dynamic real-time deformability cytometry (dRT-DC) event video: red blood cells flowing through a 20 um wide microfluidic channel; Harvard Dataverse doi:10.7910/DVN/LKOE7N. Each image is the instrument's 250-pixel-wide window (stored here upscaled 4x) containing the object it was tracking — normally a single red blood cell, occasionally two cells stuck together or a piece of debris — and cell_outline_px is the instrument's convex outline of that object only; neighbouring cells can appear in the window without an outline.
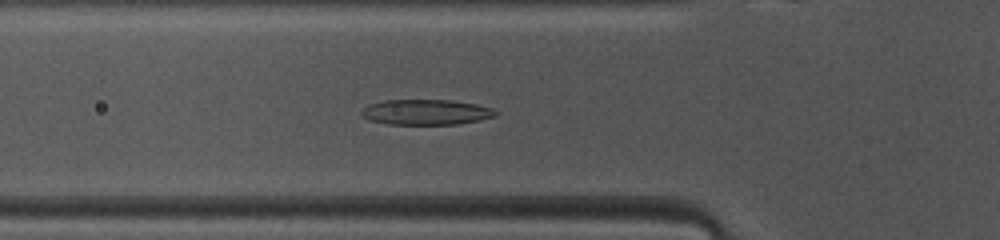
{"species": "common noctule bat (a hibernating species)", "species_latin": "Nyctalus noctula", "temperature_condition": "warm", "stored_images_in_passage": 39, "camera_frame_rate_fps": 3000, "um_per_image_px": 0.085, "animal": {"sex": "female", "body_mass_g": 10.0, "forearm_length_mm": 53.1}, "frame": {"image": 1, "passage_image": 7, "time_ms": 2.0, "image_size_px": [1000, 240], "cell_outline_px": [[500, 112], [496, 116], [480, 120], [456, 124], [388, 124], [372, 120], [364, 116], [360, 112], [368, 104], [384, 100], [452, 100], [476, 104], [492, 108]], "centroid_in_image_um": [36.26, 9.52], "position_along_channel_um": 89.5, "area_um2": 19.77}}
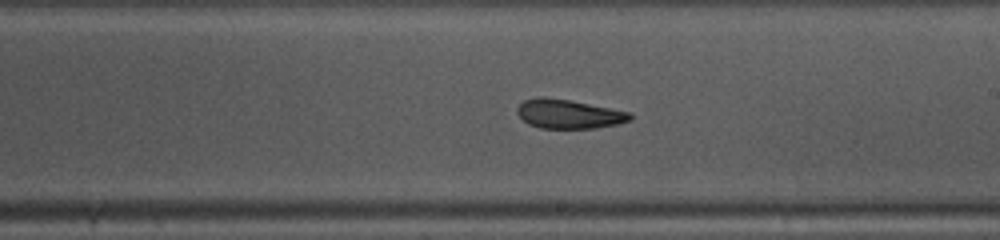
{"frame": {"image": 2, "passage_image": 18, "time_ms": 5.667, "image_size_px": [1000, 240], "cell_outline_px": [[632, 120], [616, 124], [596, 128], [540, 128], [528, 124], [516, 112], [516, 108], [524, 100], [536, 96], [544, 96], [568, 100], [632, 112]], "centroid_in_image_um": [48.33, 9.68], "position_along_channel_um": 240.7, "area_um2": 19.19}}
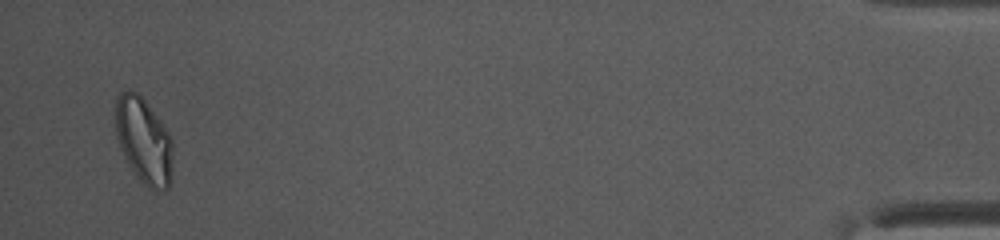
{"frame": {"image": 3, "passage_image": 38, "time_ms": 12.333, "image_size_px": [1000, 240], "cell_outline_px": [[172, 180], [168, 188], [156, 192], [148, 188], [136, 176], [124, 156], [120, 148], [116, 136], [116, 96], [124, 88], [128, 88], [136, 92], [144, 100], [168, 132], [172, 140]], "centroid_in_image_um": [12.22, 11.98], "position_along_channel_um": 423.0, "area_um2": 28.78}, "authors_computed_cell_mechanics": {"area_um2": 19.941, "velocity_mm_per_s": 4.0997, "shape_relaxation_time_tau1_ms": 5.9422, "shape_relaxation_time_tau2_ms": 3.743, "deformation_change_tau1": 0.2026, "deformation_change_tau2": 0.0897}}